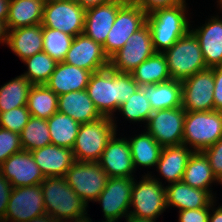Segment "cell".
<instances>
[{"instance_id":"1","label":"cell","mask_w":222,"mask_h":222,"mask_svg":"<svg viewBox=\"0 0 222 222\" xmlns=\"http://www.w3.org/2000/svg\"><path fill=\"white\" fill-rule=\"evenodd\" d=\"M139 88L131 73H118L108 67L92 73L86 91L99 113L113 118Z\"/></svg>"},{"instance_id":"2","label":"cell","mask_w":222,"mask_h":222,"mask_svg":"<svg viewBox=\"0 0 222 222\" xmlns=\"http://www.w3.org/2000/svg\"><path fill=\"white\" fill-rule=\"evenodd\" d=\"M46 215L57 222H88L86 203L68 185L64 176L47 177L40 184ZM70 220V221H69Z\"/></svg>"},{"instance_id":"3","label":"cell","mask_w":222,"mask_h":222,"mask_svg":"<svg viewBox=\"0 0 222 222\" xmlns=\"http://www.w3.org/2000/svg\"><path fill=\"white\" fill-rule=\"evenodd\" d=\"M186 5L185 2L147 14L146 23L151 32L155 53H164L190 30Z\"/></svg>"},{"instance_id":"4","label":"cell","mask_w":222,"mask_h":222,"mask_svg":"<svg viewBox=\"0 0 222 222\" xmlns=\"http://www.w3.org/2000/svg\"><path fill=\"white\" fill-rule=\"evenodd\" d=\"M116 118H101L80 125L72 148L75 161L98 162L108 141L117 133Z\"/></svg>"},{"instance_id":"5","label":"cell","mask_w":222,"mask_h":222,"mask_svg":"<svg viewBox=\"0 0 222 222\" xmlns=\"http://www.w3.org/2000/svg\"><path fill=\"white\" fill-rule=\"evenodd\" d=\"M221 138L222 112L186 111L182 144L194 152H203Z\"/></svg>"},{"instance_id":"6","label":"cell","mask_w":222,"mask_h":222,"mask_svg":"<svg viewBox=\"0 0 222 222\" xmlns=\"http://www.w3.org/2000/svg\"><path fill=\"white\" fill-rule=\"evenodd\" d=\"M163 54L171 79L174 80L183 81L208 68L199 42L190 30Z\"/></svg>"},{"instance_id":"7","label":"cell","mask_w":222,"mask_h":222,"mask_svg":"<svg viewBox=\"0 0 222 222\" xmlns=\"http://www.w3.org/2000/svg\"><path fill=\"white\" fill-rule=\"evenodd\" d=\"M142 177L139 183L133 180L130 200L133 211H129V215L156 220L167 208L166 187L149 173Z\"/></svg>"},{"instance_id":"8","label":"cell","mask_w":222,"mask_h":222,"mask_svg":"<svg viewBox=\"0 0 222 222\" xmlns=\"http://www.w3.org/2000/svg\"><path fill=\"white\" fill-rule=\"evenodd\" d=\"M65 179L73 191L88 205L106 187L109 176L98 162L75 161L66 171Z\"/></svg>"},{"instance_id":"9","label":"cell","mask_w":222,"mask_h":222,"mask_svg":"<svg viewBox=\"0 0 222 222\" xmlns=\"http://www.w3.org/2000/svg\"><path fill=\"white\" fill-rule=\"evenodd\" d=\"M147 20V13L128 0L117 12L112 28L108 33L103 49L108 58L119 51L128 38L141 29Z\"/></svg>"},{"instance_id":"10","label":"cell","mask_w":222,"mask_h":222,"mask_svg":"<svg viewBox=\"0 0 222 222\" xmlns=\"http://www.w3.org/2000/svg\"><path fill=\"white\" fill-rule=\"evenodd\" d=\"M155 53L147 23L133 33L127 43L109 58V67L118 73H131Z\"/></svg>"},{"instance_id":"11","label":"cell","mask_w":222,"mask_h":222,"mask_svg":"<svg viewBox=\"0 0 222 222\" xmlns=\"http://www.w3.org/2000/svg\"><path fill=\"white\" fill-rule=\"evenodd\" d=\"M84 10L75 0L45 2L42 27L58 29L73 37L83 33Z\"/></svg>"},{"instance_id":"12","label":"cell","mask_w":222,"mask_h":222,"mask_svg":"<svg viewBox=\"0 0 222 222\" xmlns=\"http://www.w3.org/2000/svg\"><path fill=\"white\" fill-rule=\"evenodd\" d=\"M41 186L14 187L2 222H27L46 214Z\"/></svg>"},{"instance_id":"13","label":"cell","mask_w":222,"mask_h":222,"mask_svg":"<svg viewBox=\"0 0 222 222\" xmlns=\"http://www.w3.org/2000/svg\"><path fill=\"white\" fill-rule=\"evenodd\" d=\"M214 67L182 81V108L185 111L214 110Z\"/></svg>"},{"instance_id":"14","label":"cell","mask_w":222,"mask_h":222,"mask_svg":"<svg viewBox=\"0 0 222 222\" xmlns=\"http://www.w3.org/2000/svg\"><path fill=\"white\" fill-rule=\"evenodd\" d=\"M186 111L181 107L153 111L145 126L162 146L182 144Z\"/></svg>"},{"instance_id":"15","label":"cell","mask_w":222,"mask_h":222,"mask_svg":"<svg viewBox=\"0 0 222 222\" xmlns=\"http://www.w3.org/2000/svg\"><path fill=\"white\" fill-rule=\"evenodd\" d=\"M135 178L109 177L106 187L95 202L102 206L106 221L117 220L129 215L131 192Z\"/></svg>"},{"instance_id":"16","label":"cell","mask_w":222,"mask_h":222,"mask_svg":"<svg viewBox=\"0 0 222 222\" xmlns=\"http://www.w3.org/2000/svg\"><path fill=\"white\" fill-rule=\"evenodd\" d=\"M63 62L92 73L109 67V58L105 54L103 46L84 33L73 38Z\"/></svg>"},{"instance_id":"17","label":"cell","mask_w":222,"mask_h":222,"mask_svg":"<svg viewBox=\"0 0 222 222\" xmlns=\"http://www.w3.org/2000/svg\"><path fill=\"white\" fill-rule=\"evenodd\" d=\"M0 172L13 188L39 185L46 178L31 152L25 150L12 154L0 165Z\"/></svg>"},{"instance_id":"18","label":"cell","mask_w":222,"mask_h":222,"mask_svg":"<svg viewBox=\"0 0 222 222\" xmlns=\"http://www.w3.org/2000/svg\"><path fill=\"white\" fill-rule=\"evenodd\" d=\"M117 133L108 141L98 163L109 177L134 178L135 167L127 138H117Z\"/></svg>"},{"instance_id":"19","label":"cell","mask_w":222,"mask_h":222,"mask_svg":"<svg viewBox=\"0 0 222 222\" xmlns=\"http://www.w3.org/2000/svg\"><path fill=\"white\" fill-rule=\"evenodd\" d=\"M127 1L112 0L106 4L87 9L83 33L103 46L115 22L118 10Z\"/></svg>"},{"instance_id":"20","label":"cell","mask_w":222,"mask_h":222,"mask_svg":"<svg viewBox=\"0 0 222 222\" xmlns=\"http://www.w3.org/2000/svg\"><path fill=\"white\" fill-rule=\"evenodd\" d=\"M211 16L205 24L190 31L196 36L208 68L222 66V19Z\"/></svg>"},{"instance_id":"21","label":"cell","mask_w":222,"mask_h":222,"mask_svg":"<svg viewBox=\"0 0 222 222\" xmlns=\"http://www.w3.org/2000/svg\"><path fill=\"white\" fill-rule=\"evenodd\" d=\"M33 159L47 177H62L74 164L72 149L53 144L31 151Z\"/></svg>"},{"instance_id":"22","label":"cell","mask_w":222,"mask_h":222,"mask_svg":"<svg viewBox=\"0 0 222 222\" xmlns=\"http://www.w3.org/2000/svg\"><path fill=\"white\" fill-rule=\"evenodd\" d=\"M92 72L65 62H58L45 85L56 95L86 90Z\"/></svg>"},{"instance_id":"23","label":"cell","mask_w":222,"mask_h":222,"mask_svg":"<svg viewBox=\"0 0 222 222\" xmlns=\"http://www.w3.org/2000/svg\"><path fill=\"white\" fill-rule=\"evenodd\" d=\"M207 190L191 187L183 181L166 186V207L175 206L179 211L208 207L215 199Z\"/></svg>"},{"instance_id":"24","label":"cell","mask_w":222,"mask_h":222,"mask_svg":"<svg viewBox=\"0 0 222 222\" xmlns=\"http://www.w3.org/2000/svg\"><path fill=\"white\" fill-rule=\"evenodd\" d=\"M58 111L72 117L79 124L92 122L102 117L86 90L58 95Z\"/></svg>"},{"instance_id":"25","label":"cell","mask_w":222,"mask_h":222,"mask_svg":"<svg viewBox=\"0 0 222 222\" xmlns=\"http://www.w3.org/2000/svg\"><path fill=\"white\" fill-rule=\"evenodd\" d=\"M193 150L184 144L162 148L156 168L169 184L182 181L185 168Z\"/></svg>"},{"instance_id":"26","label":"cell","mask_w":222,"mask_h":222,"mask_svg":"<svg viewBox=\"0 0 222 222\" xmlns=\"http://www.w3.org/2000/svg\"><path fill=\"white\" fill-rule=\"evenodd\" d=\"M7 45L22 61L42 52V24L8 30Z\"/></svg>"},{"instance_id":"27","label":"cell","mask_w":222,"mask_h":222,"mask_svg":"<svg viewBox=\"0 0 222 222\" xmlns=\"http://www.w3.org/2000/svg\"><path fill=\"white\" fill-rule=\"evenodd\" d=\"M153 111L182 106V81L170 79L157 84L141 86Z\"/></svg>"},{"instance_id":"28","label":"cell","mask_w":222,"mask_h":222,"mask_svg":"<svg viewBox=\"0 0 222 222\" xmlns=\"http://www.w3.org/2000/svg\"><path fill=\"white\" fill-rule=\"evenodd\" d=\"M45 0H10L8 30L42 24Z\"/></svg>"},{"instance_id":"29","label":"cell","mask_w":222,"mask_h":222,"mask_svg":"<svg viewBox=\"0 0 222 222\" xmlns=\"http://www.w3.org/2000/svg\"><path fill=\"white\" fill-rule=\"evenodd\" d=\"M182 181L191 187L207 190L211 194H213L210 190L211 184L213 182L221 184L213 174L210 162L204 152H193L185 168Z\"/></svg>"},{"instance_id":"30","label":"cell","mask_w":222,"mask_h":222,"mask_svg":"<svg viewBox=\"0 0 222 222\" xmlns=\"http://www.w3.org/2000/svg\"><path fill=\"white\" fill-rule=\"evenodd\" d=\"M128 142L135 170L137 166L150 168L157 165L163 147L151 134L144 131L128 138Z\"/></svg>"},{"instance_id":"31","label":"cell","mask_w":222,"mask_h":222,"mask_svg":"<svg viewBox=\"0 0 222 222\" xmlns=\"http://www.w3.org/2000/svg\"><path fill=\"white\" fill-rule=\"evenodd\" d=\"M133 79L141 86L157 84L171 79L166 57L154 53L131 72Z\"/></svg>"},{"instance_id":"32","label":"cell","mask_w":222,"mask_h":222,"mask_svg":"<svg viewBox=\"0 0 222 222\" xmlns=\"http://www.w3.org/2000/svg\"><path fill=\"white\" fill-rule=\"evenodd\" d=\"M51 144L72 149L80 125L72 117L57 111L48 120Z\"/></svg>"},{"instance_id":"33","label":"cell","mask_w":222,"mask_h":222,"mask_svg":"<svg viewBox=\"0 0 222 222\" xmlns=\"http://www.w3.org/2000/svg\"><path fill=\"white\" fill-rule=\"evenodd\" d=\"M27 107L31 116L48 120L58 111V95L45 84L32 85Z\"/></svg>"},{"instance_id":"34","label":"cell","mask_w":222,"mask_h":222,"mask_svg":"<svg viewBox=\"0 0 222 222\" xmlns=\"http://www.w3.org/2000/svg\"><path fill=\"white\" fill-rule=\"evenodd\" d=\"M32 84L22 74L0 87V113L26 106Z\"/></svg>"},{"instance_id":"35","label":"cell","mask_w":222,"mask_h":222,"mask_svg":"<svg viewBox=\"0 0 222 222\" xmlns=\"http://www.w3.org/2000/svg\"><path fill=\"white\" fill-rule=\"evenodd\" d=\"M23 150L33 151L51 144L47 120L31 116L20 133Z\"/></svg>"},{"instance_id":"36","label":"cell","mask_w":222,"mask_h":222,"mask_svg":"<svg viewBox=\"0 0 222 222\" xmlns=\"http://www.w3.org/2000/svg\"><path fill=\"white\" fill-rule=\"evenodd\" d=\"M27 71L22 74L32 85L45 84L54 72L57 61L45 52H40L23 61Z\"/></svg>"},{"instance_id":"37","label":"cell","mask_w":222,"mask_h":222,"mask_svg":"<svg viewBox=\"0 0 222 222\" xmlns=\"http://www.w3.org/2000/svg\"><path fill=\"white\" fill-rule=\"evenodd\" d=\"M42 34L43 52L57 62H63L74 37L58 29L47 27H42Z\"/></svg>"},{"instance_id":"38","label":"cell","mask_w":222,"mask_h":222,"mask_svg":"<svg viewBox=\"0 0 222 222\" xmlns=\"http://www.w3.org/2000/svg\"><path fill=\"white\" fill-rule=\"evenodd\" d=\"M118 110L125 116V119L131 122L147 123L153 113L150 102L140 88L125 103L121 104Z\"/></svg>"},{"instance_id":"39","label":"cell","mask_w":222,"mask_h":222,"mask_svg":"<svg viewBox=\"0 0 222 222\" xmlns=\"http://www.w3.org/2000/svg\"><path fill=\"white\" fill-rule=\"evenodd\" d=\"M31 114L27 105L0 113V127L20 134L28 123Z\"/></svg>"},{"instance_id":"40","label":"cell","mask_w":222,"mask_h":222,"mask_svg":"<svg viewBox=\"0 0 222 222\" xmlns=\"http://www.w3.org/2000/svg\"><path fill=\"white\" fill-rule=\"evenodd\" d=\"M21 150L20 134L0 127V165Z\"/></svg>"},{"instance_id":"41","label":"cell","mask_w":222,"mask_h":222,"mask_svg":"<svg viewBox=\"0 0 222 222\" xmlns=\"http://www.w3.org/2000/svg\"><path fill=\"white\" fill-rule=\"evenodd\" d=\"M203 152L210 162L213 174L222 184V138Z\"/></svg>"},{"instance_id":"42","label":"cell","mask_w":222,"mask_h":222,"mask_svg":"<svg viewBox=\"0 0 222 222\" xmlns=\"http://www.w3.org/2000/svg\"><path fill=\"white\" fill-rule=\"evenodd\" d=\"M138 5L147 14L152 13L156 9L169 8L183 4L186 0H130Z\"/></svg>"},{"instance_id":"43","label":"cell","mask_w":222,"mask_h":222,"mask_svg":"<svg viewBox=\"0 0 222 222\" xmlns=\"http://www.w3.org/2000/svg\"><path fill=\"white\" fill-rule=\"evenodd\" d=\"M211 204L205 208L178 211V222H208Z\"/></svg>"},{"instance_id":"44","label":"cell","mask_w":222,"mask_h":222,"mask_svg":"<svg viewBox=\"0 0 222 222\" xmlns=\"http://www.w3.org/2000/svg\"><path fill=\"white\" fill-rule=\"evenodd\" d=\"M13 187L0 172V222L3 221Z\"/></svg>"},{"instance_id":"45","label":"cell","mask_w":222,"mask_h":222,"mask_svg":"<svg viewBox=\"0 0 222 222\" xmlns=\"http://www.w3.org/2000/svg\"><path fill=\"white\" fill-rule=\"evenodd\" d=\"M214 110L222 112V66L214 67Z\"/></svg>"},{"instance_id":"46","label":"cell","mask_w":222,"mask_h":222,"mask_svg":"<svg viewBox=\"0 0 222 222\" xmlns=\"http://www.w3.org/2000/svg\"><path fill=\"white\" fill-rule=\"evenodd\" d=\"M75 1L78 4H80L84 10H87L102 4H106L108 2H111L112 0H75Z\"/></svg>"},{"instance_id":"47","label":"cell","mask_w":222,"mask_h":222,"mask_svg":"<svg viewBox=\"0 0 222 222\" xmlns=\"http://www.w3.org/2000/svg\"><path fill=\"white\" fill-rule=\"evenodd\" d=\"M214 203H215V200L211 203V209H213L212 212L214 210L215 211L213 212V214H211L210 212L208 222H222V206H218V208L216 207L215 209L213 208L215 206Z\"/></svg>"},{"instance_id":"48","label":"cell","mask_w":222,"mask_h":222,"mask_svg":"<svg viewBox=\"0 0 222 222\" xmlns=\"http://www.w3.org/2000/svg\"><path fill=\"white\" fill-rule=\"evenodd\" d=\"M9 1L0 0V21H7L9 14Z\"/></svg>"},{"instance_id":"49","label":"cell","mask_w":222,"mask_h":222,"mask_svg":"<svg viewBox=\"0 0 222 222\" xmlns=\"http://www.w3.org/2000/svg\"><path fill=\"white\" fill-rule=\"evenodd\" d=\"M8 41V28L5 21H0V43L7 45Z\"/></svg>"},{"instance_id":"50","label":"cell","mask_w":222,"mask_h":222,"mask_svg":"<svg viewBox=\"0 0 222 222\" xmlns=\"http://www.w3.org/2000/svg\"><path fill=\"white\" fill-rule=\"evenodd\" d=\"M27 222H57V221L53 217L45 214V215L33 218L32 220H29Z\"/></svg>"},{"instance_id":"51","label":"cell","mask_w":222,"mask_h":222,"mask_svg":"<svg viewBox=\"0 0 222 222\" xmlns=\"http://www.w3.org/2000/svg\"><path fill=\"white\" fill-rule=\"evenodd\" d=\"M125 219H126V222H156L155 220L138 218V217L131 216V215H126Z\"/></svg>"},{"instance_id":"52","label":"cell","mask_w":222,"mask_h":222,"mask_svg":"<svg viewBox=\"0 0 222 222\" xmlns=\"http://www.w3.org/2000/svg\"><path fill=\"white\" fill-rule=\"evenodd\" d=\"M218 5L220 6L219 8L222 10V0H218Z\"/></svg>"},{"instance_id":"53","label":"cell","mask_w":222,"mask_h":222,"mask_svg":"<svg viewBox=\"0 0 222 222\" xmlns=\"http://www.w3.org/2000/svg\"><path fill=\"white\" fill-rule=\"evenodd\" d=\"M65 1V0H45V2Z\"/></svg>"}]
</instances>
